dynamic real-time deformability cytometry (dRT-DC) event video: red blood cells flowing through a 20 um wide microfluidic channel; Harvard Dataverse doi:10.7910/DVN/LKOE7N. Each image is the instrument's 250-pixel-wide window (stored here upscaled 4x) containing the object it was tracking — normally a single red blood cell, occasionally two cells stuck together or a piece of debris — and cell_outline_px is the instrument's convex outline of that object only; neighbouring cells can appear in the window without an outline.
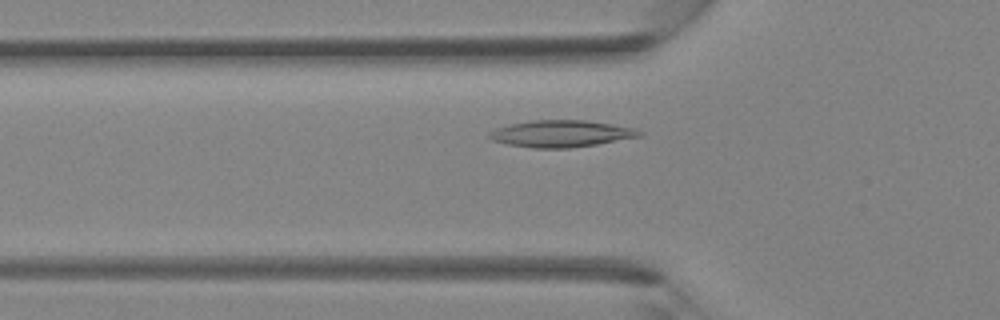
{"species": "Egyptian fruit bat (a non-hibernating species)", "species_latin": "Rousettus aegyptiacus", "temperature_condition": "room temperature", "stored_images_in_passage": 32, "camera_frame_rate_fps": 3000, "um_per_image_px": 0.085, "animal": {"sex": "female"}, "frame": {"image": 1, "passage_image": 4, "time_ms": 1.0, "image_size_px": [1000, 320], "cell_outline_px": [[644, 132], [640, 136], [596, 144], [568, 148], [532, 148], [508, 144], [492, 140], [488, 136], [488, 132], [496, 128], [512, 124], [532, 120], [584, 120], [636, 128]], "centroid_in_image_um": [47.68, 11.36], "position_along_channel_um": 78.1, "area_um2": 23.24}}
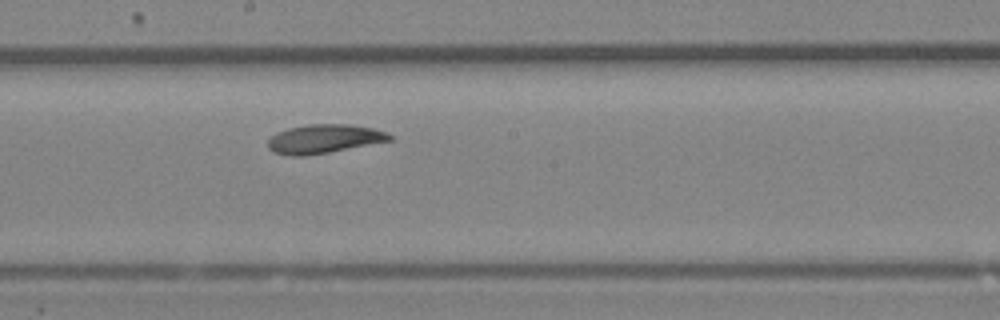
{"frame": {"image": 2, "passage_image": 13, "time_ms": 4.0, "image_size_px": [1000, 320], "cell_outline_px": [[392, 140], [328, 152], [304, 156], [292, 156], [272, 152], [268, 148], [268, 140], [276, 132], [288, 128], [308, 124], [352, 124], [372, 128], [388, 132], [392, 136]], "centroid_in_image_um": [27.52, 11.79], "position_along_channel_um": 220.7, "area_um2": 20.46}}
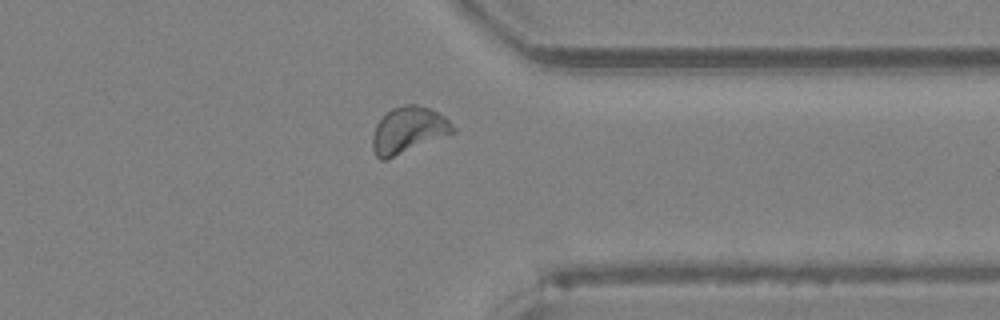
{"frame": {"image": 3, "passage_image": 23, "time_ms": 7.333, "image_size_px": [1000, 320], "cell_outline_px": [[456, 132], [388, 160], [380, 160], [376, 156], [372, 148], [372, 136], [376, 124], [392, 108], [404, 104], [416, 104], [428, 108], [444, 116], [456, 128]], "centroid_in_image_um": [34.7, 11.08], "position_along_channel_um": 376.7, "area_um2": 21.85}}